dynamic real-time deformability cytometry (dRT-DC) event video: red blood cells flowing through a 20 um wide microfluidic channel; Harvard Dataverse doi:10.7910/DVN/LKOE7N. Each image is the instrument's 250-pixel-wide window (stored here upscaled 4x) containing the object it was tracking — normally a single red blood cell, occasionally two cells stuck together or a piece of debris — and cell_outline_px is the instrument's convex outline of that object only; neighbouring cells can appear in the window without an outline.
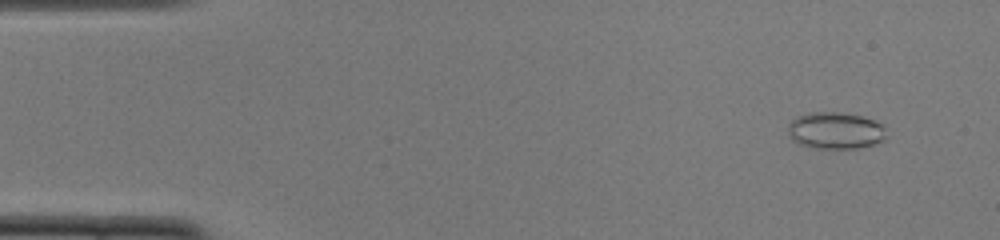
{"species": "common noctule bat (a hibernating species)", "species_latin": "Nyctalus noctula", "temperature_condition": "cold", "stored_images_in_passage": 50, "camera_frame_rate_fps": 3000, "um_per_image_px": 0.085, "animal": {"sex": "female", "body_mass_g": 22.0, "forearm_length_mm": 56.7}, "frame": {"image": 1, "passage_image": 3, "time_ms": 0.667, "image_size_px": [1000, 240], "cell_outline_px": [[884, 140], [872, 144], [856, 148], [816, 148], [800, 144], [792, 140], [788, 136], [788, 124], [796, 116], [808, 112], [840, 112], [860, 116], [872, 120], [880, 124], [884, 128]], "centroid_in_image_um": [70.93, 11.09], "position_along_channel_um": 14.1, "area_um2": 20.92}}
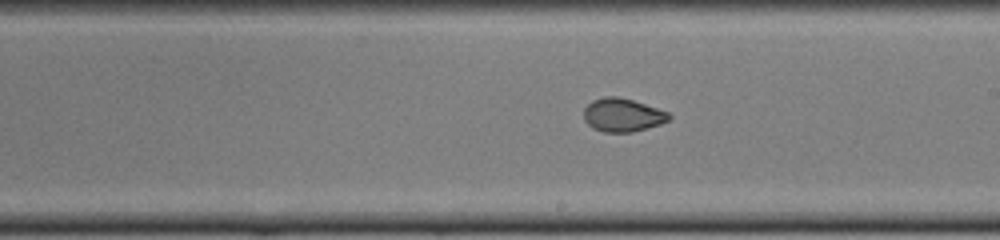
{"frame": {"image": 2, "passage_image": 28, "time_ms": 9.0, "image_size_px": [1000, 240], "cell_outline_px": [[672, 116], [668, 120], [660, 124], [632, 132], [604, 132], [592, 128], [584, 120], [584, 108], [592, 100], [604, 96], [616, 96], [632, 100], [668, 112]], "centroid_in_image_um": [52.89, 9.77], "position_along_channel_um": 236.1, "area_um2": 16.47}}
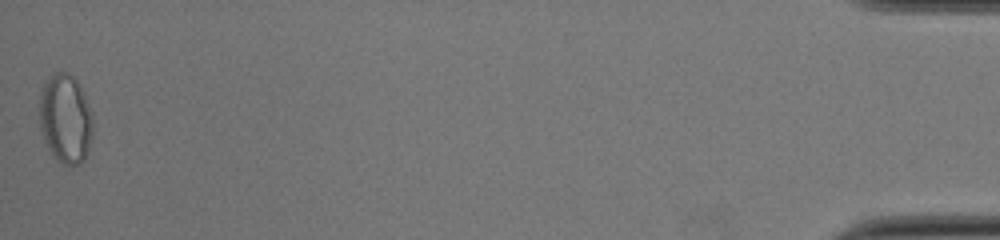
{"frame": {"image": 3, "passage_image": 50, "time_ms": 16.333, "image_size_px": [1000, 240], "cell_outline_px": [[92, 136], [88, 152], [84, 160], [80, 164], [60, 164], [56, 160], [48, 148], [44, 140], [40, 128], [40, 88], [44, 80], [48, 76], [56, 72], [68, 72], [80, 84], [84, 92], [92, 112]], "centroid_in_image_um": [5.56, 10.07], "position_along_channel_um": 429.6, "area_um2": 28.26}, "authors_computed_cell_mechanics": {"area_um2": 18.9006, "velocity_mm_per_s": 3.9279, "shape_relaxation_time_tau1_ms": null, "shape_relaxation_time_tau2_ms": 0.7976, "deformation_change_tau1": null, "deformation_change_tau2": 0.0423}}